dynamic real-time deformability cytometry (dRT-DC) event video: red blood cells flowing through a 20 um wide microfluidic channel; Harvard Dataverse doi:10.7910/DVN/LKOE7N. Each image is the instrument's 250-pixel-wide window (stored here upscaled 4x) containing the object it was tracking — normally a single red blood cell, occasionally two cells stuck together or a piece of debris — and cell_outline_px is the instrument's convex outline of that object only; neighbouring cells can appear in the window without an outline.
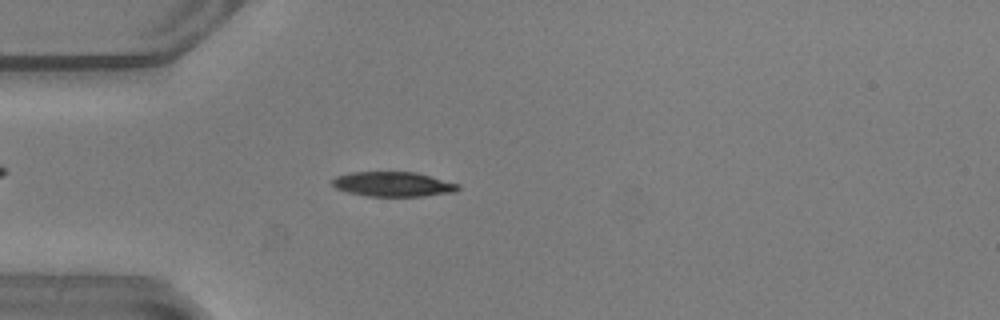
{"species": "common noctule bat (a hibernating species)", "species_latin": "Nyctalus noctula", "temperature_condition": "warm", "stored_images_in_passage": 53, "camera_frame_rate_fps": 3000, "um_per_image_px": 0.085, "animal": {"sex": "male", "body_mass_g": 20.5, "forearm_length_mm": 52.5}, "frame": {"image": 1, "passage_image": 15, "time_ms": 4.667, "image_size_px": [1000, 320], "cell_outline_px": [[460, 188], [456, 192], [424, 196], [368, 196], [348, 192], [336, 188], [332, 184], [332, 180], [336, 176], [348, 172], [416, 172], [432, 176], [460, 184]], "centroid_in_image_um": [33.44, 15.65], "position_along_channel_um": 51.6, "area_um2": 18.26}}
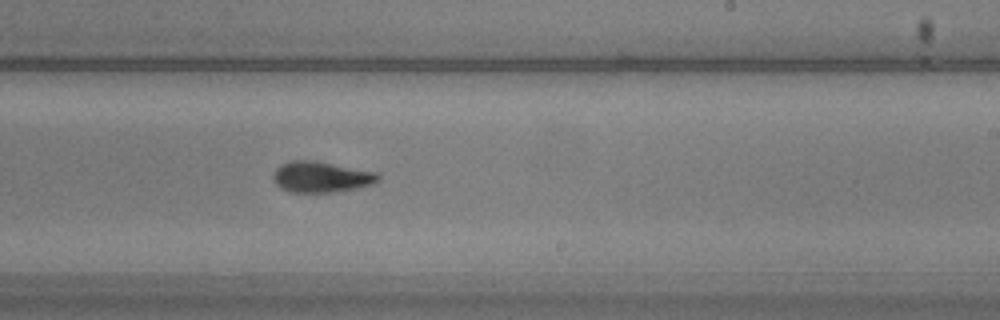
{"frame": {"image": 2, "passage_image": 32, "time_ms": 10.333, "image_size_px": [1000, 320], "cell_outline_px": [[380, 180], [372, 184], [356, 188], [332, 192], [292, 192], [280, 188], [272, 180], [272, 176], [276, 168], [280, 164], [292, 160], [312, 160], [376, 172], [380, 176]], "centroid_in_image_um": [27.26, 15.04], "position_along_channel_um": 261.7, "area_um2": 18.84}}
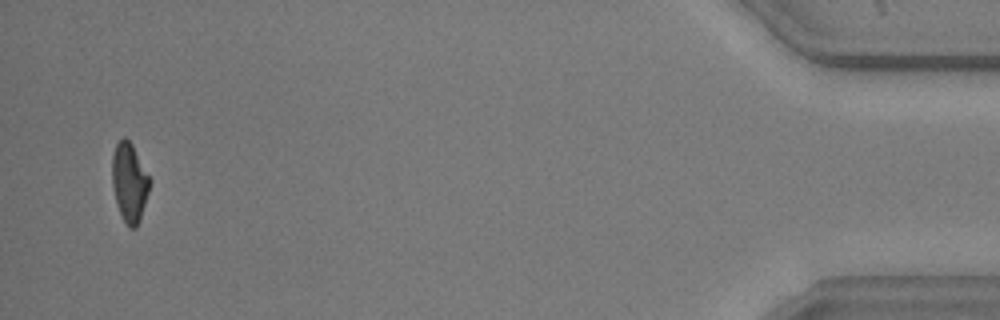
{"frame": {"image": 3, "passage_image": 51, "time_ms": 16.667, "image_size_px": [1000, 320], "cell_outline_px": [[152, 180], [140, 220], [136, 228], [128, 228], [116, 204], [112, 188], [112, 156], [116, 144], [124, 136], [132, 144]], "centroid_in_image_um": [11.01, 15.51], "position_along_channel_um": 424.2, "area_um2": 17.46}}